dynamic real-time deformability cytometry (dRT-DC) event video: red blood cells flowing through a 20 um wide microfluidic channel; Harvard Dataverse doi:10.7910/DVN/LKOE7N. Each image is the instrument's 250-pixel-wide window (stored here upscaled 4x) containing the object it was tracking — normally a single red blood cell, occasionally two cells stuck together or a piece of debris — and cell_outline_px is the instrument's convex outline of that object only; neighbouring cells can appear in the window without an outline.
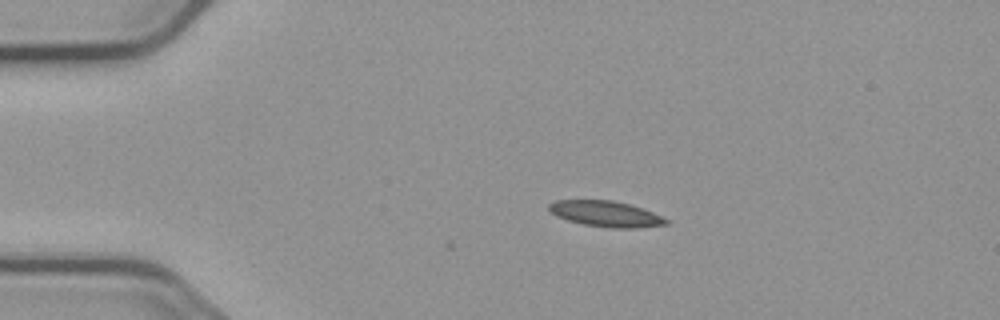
{"species": "common noctule bat (a hibernating species)", "species_latin": "Nyctalus noctula", "temperature_condition": "cold", "stored_images_in_passage": 3, "camera_frame_rate_fps": 3000, "um_per_image_px": 0.085, "animal": {"sex": "male", "body_mass_g": 23.1, "forearm_length_mm": 52.7}, "frame": {"image": 1, "passage_image": 3, "time_ms": 0.667, "image_size_px": [1000, 320], "cell_outline_px": [[668, 224], [636, 228], [612, 228], [584, 224], [568, 220], [556, 216], [548, 208], [548, 204], [556, 200], [612, 200], [644, 208], [668, 220]], "centroid_in_image_um": [51.49, 18.17], "position_along_channel_um": 33.5, "area_um2": 17.46}}